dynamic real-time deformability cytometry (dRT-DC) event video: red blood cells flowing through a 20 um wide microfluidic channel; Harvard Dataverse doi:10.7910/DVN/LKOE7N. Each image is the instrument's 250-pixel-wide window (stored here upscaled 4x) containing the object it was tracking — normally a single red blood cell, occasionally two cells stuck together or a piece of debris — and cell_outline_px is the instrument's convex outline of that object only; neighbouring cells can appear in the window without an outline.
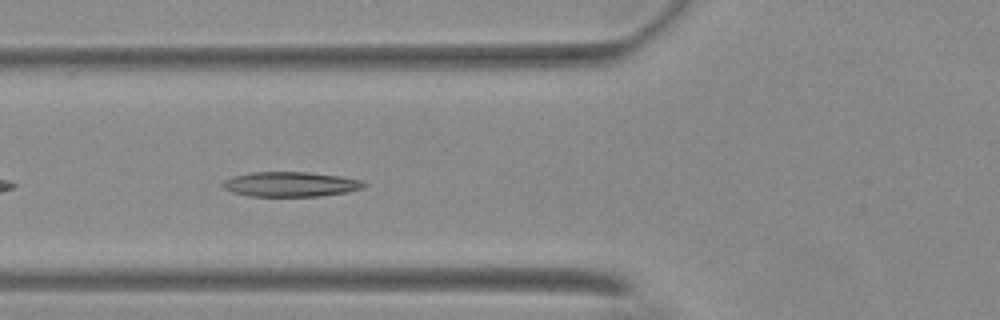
{"species": "Egyptian fruit bat (a non-hibernating species)", "species_latin": "Rousettus aegyptiacus", "temperature_condition": "warm", "stored_images_in_passage": 39, "camera_frame_rate_fps": 3000, "um_per_image_px": 0.085, "animal": {"sex": "female"}, "frame": {"image": 1, "passage_image": 5, "time_ms": 1.333, "image_size_px": [1000, 320], "cell_outline_px": [[368, 184], [364, 188], [348, 192], [320, 196], [248, 196], [232, 192], [224, 188], [224, 180], [232, 176], [252, 172], [308, 172], [340, 176], [360, 180]], "centroid_in_image_um": [24.72, 15.66], "position_along_channel_um": 101.1, "area_um2": 20.46}}
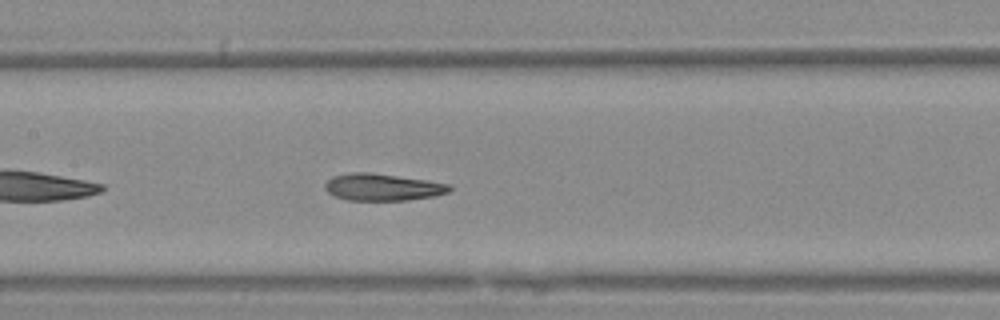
{"frame": {"image": 2, "passage_image": 11, "time_ms": 3.333, "image_size_px": [1000, 320], "cell_outline_px": [[452, 188], [448, 192], [436, 196], [408, 200], [348, 200], [332, 196], [324, 188], [324, 184], [332, 176], [356, 172], [368, 172], [428, 180], [452, 184]], "centroid_in_image_um": [32.53, 15.91], "position_along_channel_um": 174.9, "area_um2": 19.71}}
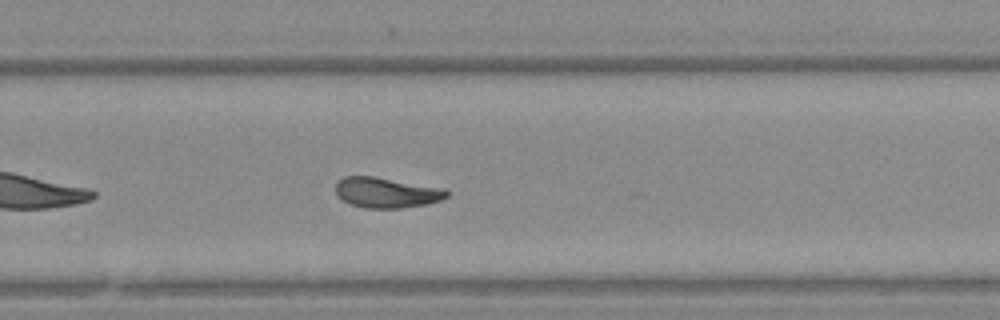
{"frame": {"image": 3, "passage_image": 21, "time_ms": 6.667, "image_size_px": [1000, 320], "cell_outline_px": [[448, 196], [440, 200], [428, 204], [400, 208], [364, 208], [348, 204], [336, 192], [336, 180], [344, 176], [372, 176], [444, 188], [448, 192]], "centroid_in_image_um": [32.83, 16.37], "position_along_channel_um": 297.0, "area_um2": 19.65}, "authors_computed_cell_mechanics": {"area_um2": 19.7098, "velocity_mm_per_s": 3.6835, "shape_relaxation_time_tau1_ms": 11.3992, "shape_relaxation_time_tau2_ms": 3.7164, "deformation_change_tau1": 0.2943, "deformation_change_tau2": 0.0917}}